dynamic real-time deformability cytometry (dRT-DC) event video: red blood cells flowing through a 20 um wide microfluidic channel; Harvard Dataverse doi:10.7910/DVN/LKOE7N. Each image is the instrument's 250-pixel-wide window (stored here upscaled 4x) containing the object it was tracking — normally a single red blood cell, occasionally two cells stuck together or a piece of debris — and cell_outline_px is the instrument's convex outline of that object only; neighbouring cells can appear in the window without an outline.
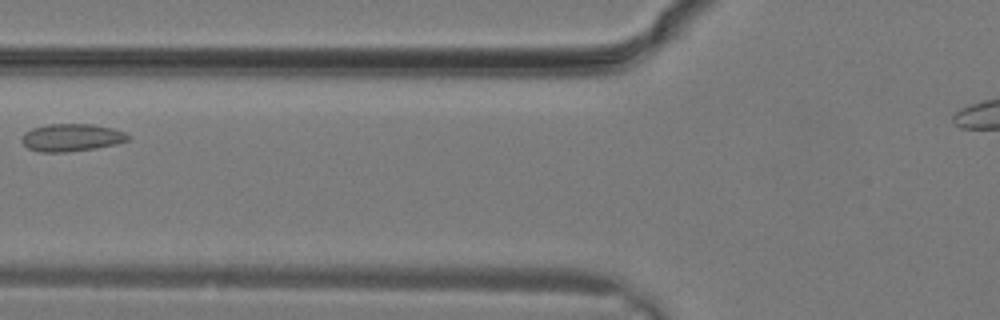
{"species": "common noctule bat (a hibernating species)", "species_latin": "Nyctalus noctula", "temperature_condition": "warm", "stored_images_in_passage": 17, "camera_frame_rate_fps": 3000, "um_per_image_px": 0.085, "animal": {"sex": "male", "body_mass_g": 19.2, "forearm_length_mm": 51.8}, "frame": {"image": 1, "passage_image": 7, "time_ms": 2.0, "image_size_px": [1000, 320], "cell_outline_px": [[128, 140], [116, 144], [96, 148], [64, 152], [40, 152], [28, 148], [20, 140], [24, 132], [32, 128], [48, 124], [92, 124], [112, 128], [124, 132], [128, 136]], "centroid_in_image_um": [6.04, 11.69], "position_along_channel_um": 119.8, "area_um2": 16.99}}
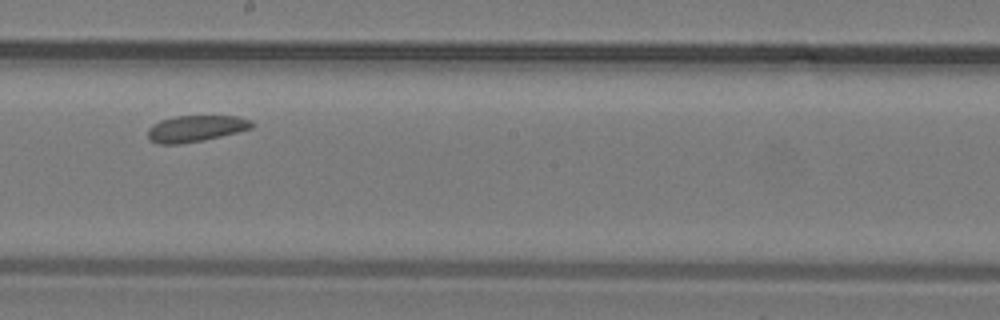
{"frame": {"image": 2, "passage_image": 12, "time_ms": 3.667, "image_size_px": [1000, 320], "cell_outline_px": [[256, 124], [252, 128], [204, 140], [180, 144], [156, 144], [148, 140], [148, 128], [152, 124], [160, 120], [176, 116], [236, 116], [252, 120]], "centroid_in_image_um": [16.61, 10.93], "position_along_channel_um": 231.6, "area_um2": 16.13}}
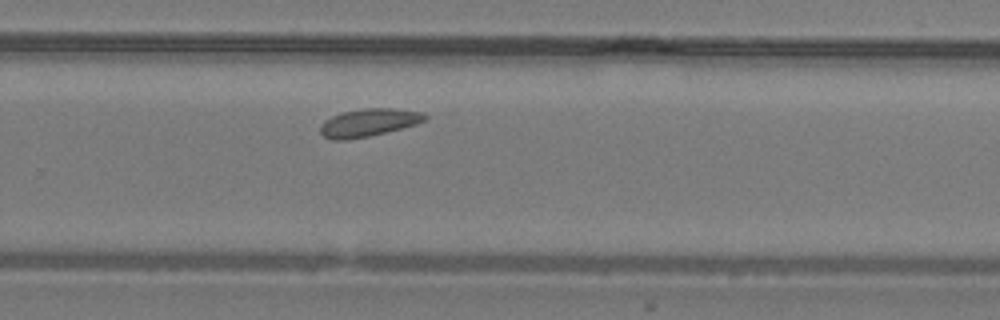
{"frame": {"image": 3, "passage_image": 15, "time_ms": 4.667, "image_size_px": [1000, 320], "cell_outline_px": [[428, 116], [424, 120], [416, 124], [388, 132], [348, 140], [332, 140], [324, 136], [320, 132], [320, 124], [324, 120], [332, 116], [344, 112], [364, 108], [396, 108], [424, 112]], "centroid_in_image_um": [31.34, 10.42], "position_along_channel_um": 298.5, "area_um2": 17.05}}